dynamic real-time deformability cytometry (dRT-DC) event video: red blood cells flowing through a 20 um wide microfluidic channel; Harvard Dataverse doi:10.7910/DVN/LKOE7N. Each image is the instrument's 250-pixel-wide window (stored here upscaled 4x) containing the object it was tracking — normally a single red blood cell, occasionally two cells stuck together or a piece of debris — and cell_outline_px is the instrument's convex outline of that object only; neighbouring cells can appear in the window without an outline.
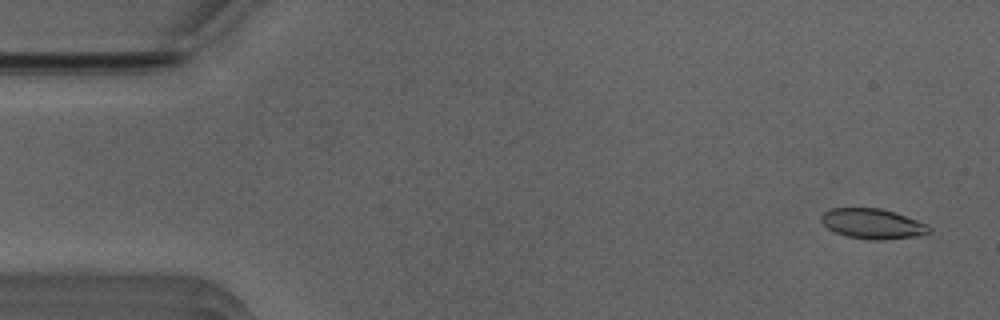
{"species": "Egyptian fruit bat (a non-hibernating species)", "species_latin": "Rousettus aegyptiacus", "temperature_condition": "room temperature", "stored_images_in_passage": 51, "camera_frame_rate_fps": 3000, "um_per_image_px": 0.085, "animal": {"sex": "male"}, "frame": {"image": 1, "passage_image": 2, "time_ms": 0.333, "image_size_px": [1000, 320], "cell_outline_px": [[932, 232], [920, 236], [884, 240], [868, 240], [848, 236], [836, 232], [828, 228], [820, 220], [820, 216], [824, 212], [832, 208], [880, 208], [896, 212], [928, 224], [932, 228]], "centroid_in_image_um": [74.23, 19.02], "position_along_channel_um": 10.8, "area_um2": 19.19}}
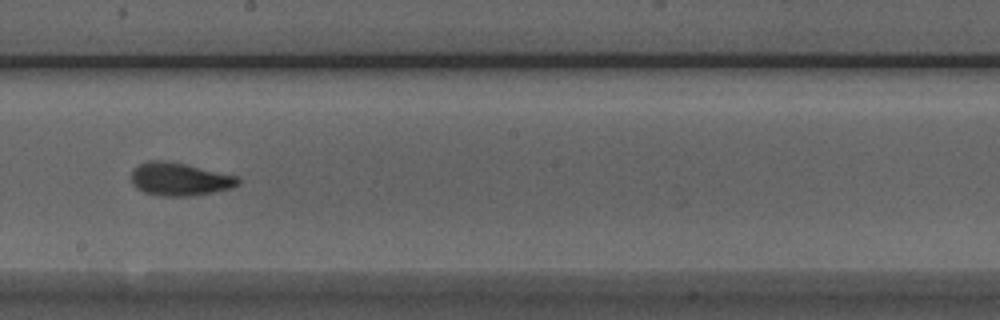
{"frame": {"image": 2, "passage_image": 28, "time_ms": 9.0, "image_size_px": [1000, 320], "cell_outline_px": [[240, 184], [232, 188], [192, 196], [160, 196], [144, 192], [136, 188], [132, 184], [132, 172], [140, 164], [148, 160], [164, 160], [184, 164], [240, 176]], "centroid_in_image_um": [15.3, 15.23], "position_along_channel_um": 232.9, "area_um2": 20.58}}
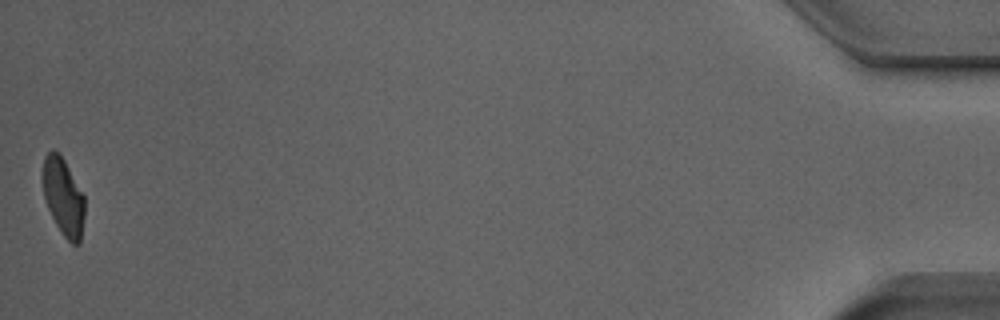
{"frame": {"image": 3, "passage_image": 51, "time_ms": 16.667, "image_size_px": [1000, 320], "cell_outline_px": [[84, 216], [80, 244], [72, 244], [60, 232], [48, 208], [44, 196], [40, 176], [44, 156], [52, 148], [60, 152], [84, 196]], "centroid_in_image_um": [5.34, 16.68], "position_along_channel_um": 429.9, "area_um2": 19.25}, "authors_computed_cell_mechanics": {"area_um2": 19.9988, "velocity_mm_per_s": 3.9282, "shape_relaxation_time_tau1_ms": 3.7359, "shape_relaxation_time_tau2_ms": 1.9349, "deformation_change_tau1": 0.1324, "deformation_change_tau2": 0.0695}}